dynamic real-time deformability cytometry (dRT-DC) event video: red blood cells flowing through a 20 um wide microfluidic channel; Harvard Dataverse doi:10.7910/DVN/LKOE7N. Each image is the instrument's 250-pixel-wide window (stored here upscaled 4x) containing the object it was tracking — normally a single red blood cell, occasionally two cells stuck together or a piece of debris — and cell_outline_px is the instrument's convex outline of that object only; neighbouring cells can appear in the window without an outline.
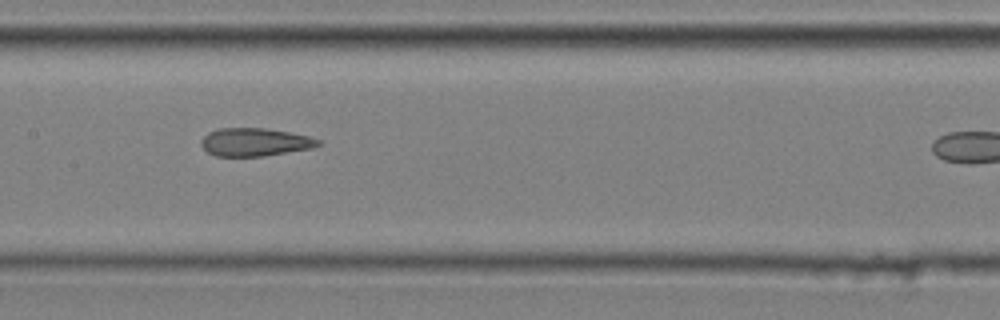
{"species": "common noctule bat (a hibernating species)", "species_latin": "Nyctalus noctula", "temperature_condition": "cold", "stored_images_in_passage": 5, "camera_frame_rate_fps": 3000, "um_per_image_px": 0.085, "animal": {"sex": "male", "body_mass_g": 20.4}, "frame": {"image": 1, "passage_image": 4, "time_ms": 1.0, "image_size_px": [1000, 320], "cell_outline_px": [[324, 144], [312, 148], [264, 156], [216, 156], [208, 152], [200, 144], [200, 140], [208, 132], [220, 128], [264, 128], [288, 132], [308, 136], [320, 140]], "centroid_in_image_um": [21.67, 12.08], "position_along_channel_um": 185.7, "area_um2": 19.13}}